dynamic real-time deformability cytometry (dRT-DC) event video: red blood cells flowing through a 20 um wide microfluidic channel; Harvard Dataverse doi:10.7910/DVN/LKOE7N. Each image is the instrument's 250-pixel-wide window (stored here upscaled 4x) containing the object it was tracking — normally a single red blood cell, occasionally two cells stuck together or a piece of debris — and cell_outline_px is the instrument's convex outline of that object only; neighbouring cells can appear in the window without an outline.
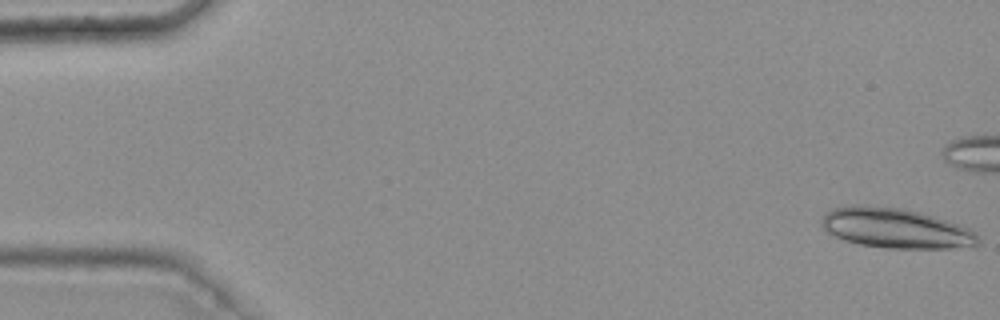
{"species": "common noctule bat (a hibernating species)", "species_latin": "Nyctalus noctula", "temperature_condition": "warm", "stored_images_in_passage": 20, "camera_frame_rate_fps": 3000, "um_per_image_px": 0.085, "animal": {"sex": "female", "body_mass_g": 25.1}, "frame": {"image": 1, "passage_image": 1, "time_ms": 0.0, "image_size_px": [1000, 320], "cell_outline_px": [[980, 244], [952, 248], [884, 248], [860, 244], [844, 240], [828, 232], [820, 224], [820, 220], [824, 212], [832, 208], [852, 204], [868, 204], [904, 208], [960, 224], [976, 232], [980, 240]], "centroid_in_image_um": [76.09, 19.37], "position_along_channel_um": 8.9, "area_um2": 36.82}}